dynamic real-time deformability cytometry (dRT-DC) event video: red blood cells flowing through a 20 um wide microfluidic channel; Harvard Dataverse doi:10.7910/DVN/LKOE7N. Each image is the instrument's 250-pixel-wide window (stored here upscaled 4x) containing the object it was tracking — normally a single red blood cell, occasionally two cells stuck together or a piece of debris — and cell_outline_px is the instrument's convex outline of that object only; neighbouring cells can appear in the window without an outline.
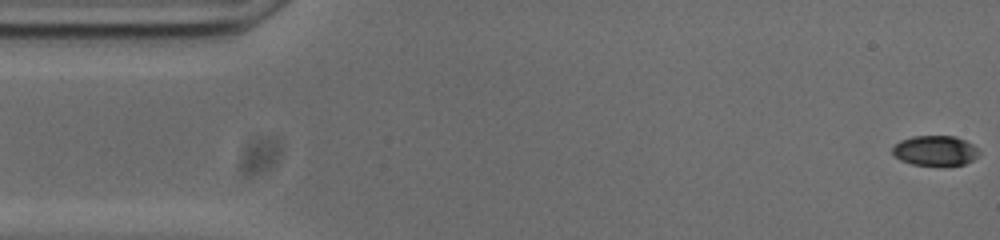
{"species": "common noctule bat (a hibernating species)", "species_latin": "Nyctalus noctula", "temperature_condition": "cold", "stored_images_in_passage": 54, "camera_frame_rate_fps": 3000, "um_per_image_px": 0.085, "animal": {"sex": "male", "body_mass_g": 20.0, "forearm_length_mm": 53.3}, "frame": {"image": 1, "passage_image": 1, "time_ms": 0.0, "image_size_px": [1000, 240], "cell_outline_px": [[980, 152], [972, 160], [964, 164], [912, 164], [900, 160], [892, 152], [892, 148], [900, 140], [912, 136], [956, 136], [972, 144]], "centroid_in_image_um": [79.47, 12.78], "position_along_channel_um": 5.5, "area_um2": 14.8}}
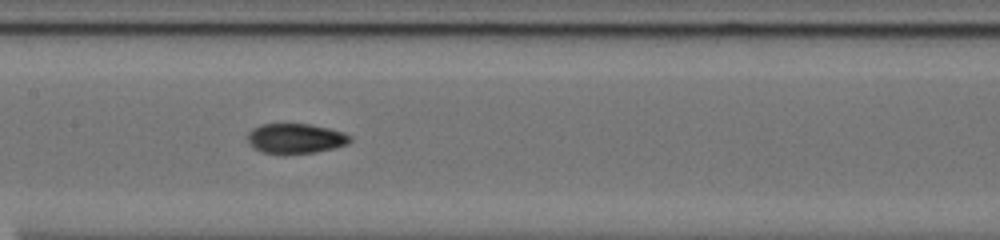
{"frame": {"image": 2, "passage_image": 25, "time_ms": 8.0, "image_size_px": [1000, 240], "cell_outline_px": [[352, 140], [348, 144], [316, 152], [284, 156], [264, 152], [252, 148], [248, 140], [248, 132], [252, 128], [260, 124], [312, 124], [344, 132], [352, 136]], "centroid_in_image_um": [25.11, 11.79], "position_along_channel_um": 182.3, "area_um2": 18.38}}
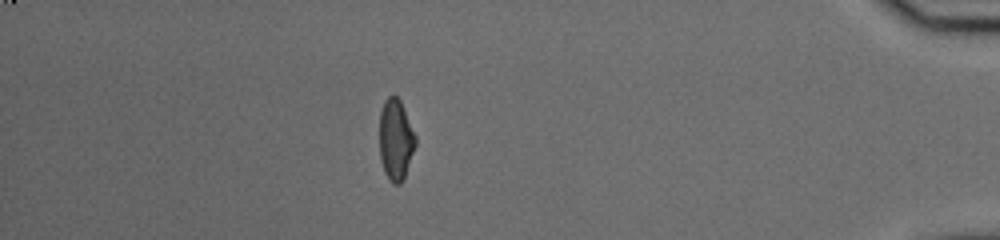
{"frame": {"image": 3, "passage_image": 47, "time_ms": 15.333, "image_size_px": [1000, 240], "cell_outline_px": [[416, 144], [404, 176], [400, 184], [392, 184], [388, 180], [384, 172], [380, 160], [380, 112], [384, 100], [388, 96], [396, 96], [400, 100], [416, 136]], "centroid_in_image_um": [33.62, 11.88], "position_along_channel_um": 401.6, "area_um2": 16.94}, "authors_computed_cell_mechanics": {"area_um2": 17.1955, "velocity_mm_per_s": 3.7446, "shape_relaxation_time_tau1_ms": 7.0962, "shape_relaxation_time_tau2_ms": 3.5675, "deformation_change_tau1": 0.185, "deformation_change_tau2": 0.0862}}